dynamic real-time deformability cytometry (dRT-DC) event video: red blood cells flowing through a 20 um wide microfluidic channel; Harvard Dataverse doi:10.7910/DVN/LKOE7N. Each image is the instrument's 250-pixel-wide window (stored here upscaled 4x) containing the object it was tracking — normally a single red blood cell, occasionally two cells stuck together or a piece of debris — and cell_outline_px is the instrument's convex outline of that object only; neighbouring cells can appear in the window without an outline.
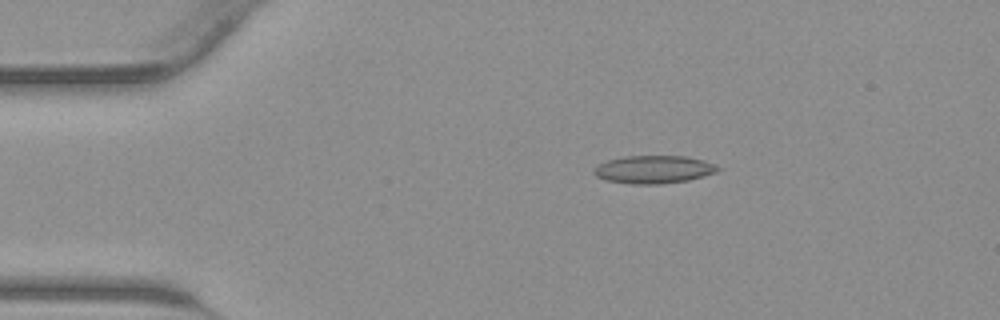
{"species": "common noctule bat (a hibernating species)", "species_latin": "Nyctalus noctula", "temperature_condition": "warm", "stored_images_in_passage": 36, "camera_frame_rate_fps": 3000, "um_per_image_px": 0.085, "animal": {"sex": "male", "body_mass_g": 23.1, "forearm_length_mm": 52.7}, "frame": {"image": 1, "passage_image": 1, "time_ms": 0.0, "image_size_px": [1000, 320], "cell_outline_px": [[720, 168], [716, 172], [704, 176], [688, 180], [660, 184], [632, 184], [604, 180], [596, 176], [592, 172], [592, 168], [608, 160], [624, 156], [688, 156], [704, 160], [716, 164]], "centroid_in_image_um": [55.56, 14.4], "position_along_channel_um": 29.4, "area_um2": 20.29}}
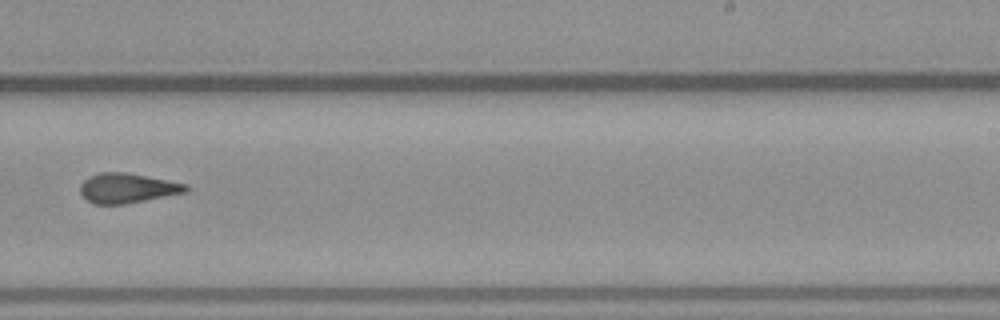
{"frame": {"image": 2, "passage_image": 20, "time_ms": 6.333, "image_size_px": [1000, 320], "cell_outline_px": [[192, 188], [188, 192], [124, 204], [96, 204], [88, 200], [80, 192], [80, 184], [88, 176], [100, 172], [124, 172], [188, 184]], "centroid_in_image_um": [10.85, 15.98], "position_along_channel_um": 278.1, "area_um2": 18.32}}
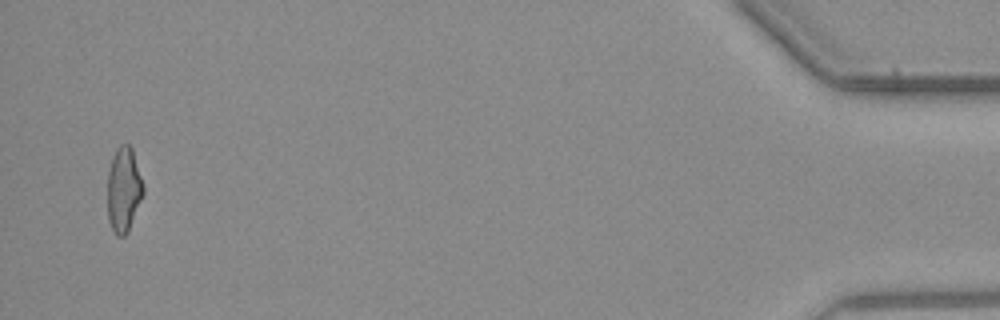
{"frame": {"image": 3, "passage_image": 35, "time_ms": 11.333, "image_size_px": [1000, 320], "cell_outline_px": [[144, 192], [128, 232], [124, 236], [116, 236], [108, 220], [108, 172], [112, 156], [116, 148], [120, 144], [128, 144], [132, 148], [144, 184]], "centroid_in_image_um": [10.52, 16.1], "position_along_channel_um": 424.7, "area_um2": 17.8}}